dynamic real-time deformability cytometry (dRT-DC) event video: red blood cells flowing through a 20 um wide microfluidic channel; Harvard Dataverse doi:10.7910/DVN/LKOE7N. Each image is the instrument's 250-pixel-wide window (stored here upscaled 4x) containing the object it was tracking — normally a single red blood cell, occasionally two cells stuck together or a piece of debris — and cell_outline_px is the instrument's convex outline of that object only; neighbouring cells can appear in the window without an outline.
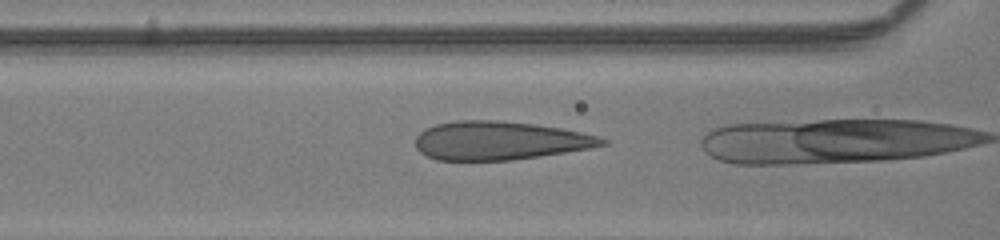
{"species": "human", "species_latin": "Homo sapiens", "temperature_condition": "room temperature", "stored_images_in_passage": 28, "camera_frame_rate_fps": 3000, "um_per_image_px": 0.085, "donor": {"sex": "male"}, "frame": {"image": 1, "passage_image": 27, "time_ms": 8.667, "image_size_px": [1000, 240], "cell_outline_px": [[612, 140], [608, 144], [588, 148], [540, 156], [512, 160], [436, 160], [420, 152], [416, 148], [416, 136], [424, 128], [436, 124], [456, 120], [496, 120], [536, 124], [560, 128], [600, 136]], "centroid_in_image_um": [42.47, 11.94], "position_along_channel_um": 124.1, "area_um2": 42.02}}